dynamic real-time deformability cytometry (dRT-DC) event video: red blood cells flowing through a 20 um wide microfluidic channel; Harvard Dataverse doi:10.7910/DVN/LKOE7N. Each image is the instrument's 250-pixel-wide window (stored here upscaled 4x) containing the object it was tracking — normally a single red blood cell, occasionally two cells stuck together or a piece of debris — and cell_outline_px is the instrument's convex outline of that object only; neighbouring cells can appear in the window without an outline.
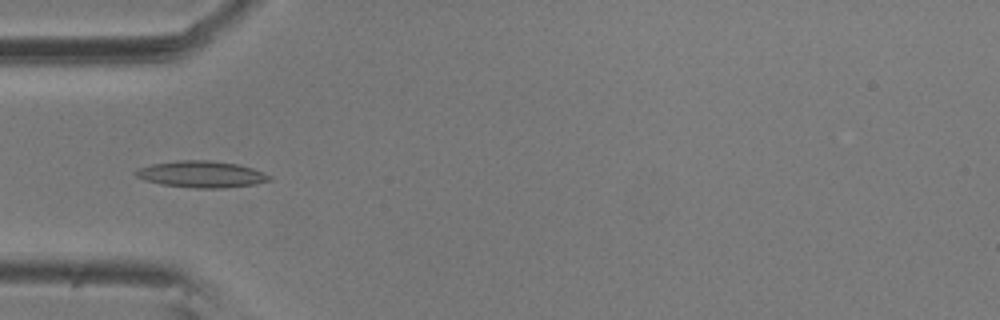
{"species": "common noctule bat (a hibernating species)", "species_latin": "Nyctalus noctula", "temperature_condition": "room temperature", "stored_images_in_passage": 11, "camera_frame_rate_fps": 3000, "um_per_image_px": 0.085, "animal": {"sex": "male", "body_mass_g": 20.5, "forearm_length_mm": 52.5}, "frame": {"image": 1, "passage_image": 4, "time_ms": 1.0, "image_size_px": [1000, 320], "cell_outline_px": [[272, 180], [256, 184], [220, 188], [196, 188], [160, 184], [144, 180], [136, 176], [132, 172], [136, 168], [152, 164], [176, 160], [208, 160], [236, 164], [252, 168], [264, 172], [272, 176]], "centroid_in_image_um": [17.1, 14.81], "position_along_channel_um": 67.9, "area_um2": 20.81}}
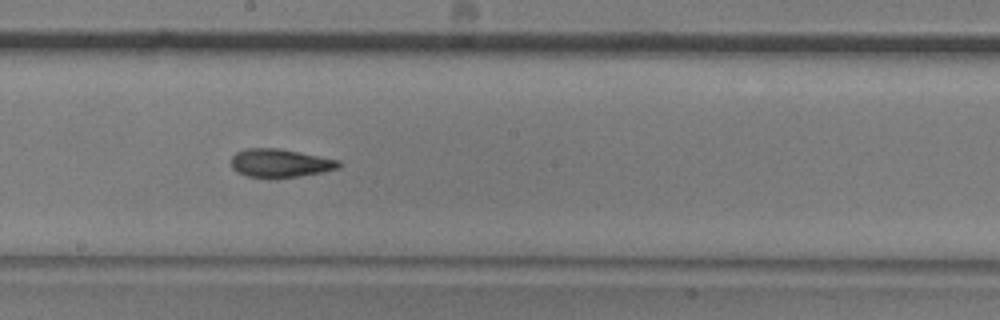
{"frame": {"image": 2, "passage_image": 8, "time_ms": 2.333, "image_size_px": [1000, 320], "cell_outline_px": [[340, 168], [324, 172], [276, 180], [272, 180], [248, 176], [236, 172], [232, 168], [232, 156], [236, 152], [244, 148], [280, 148], [340, 160]], "centroid_in_image_um": [23.8, 13.89], "position_along_channel_um": 224.4, "area_um2": 18.38}}
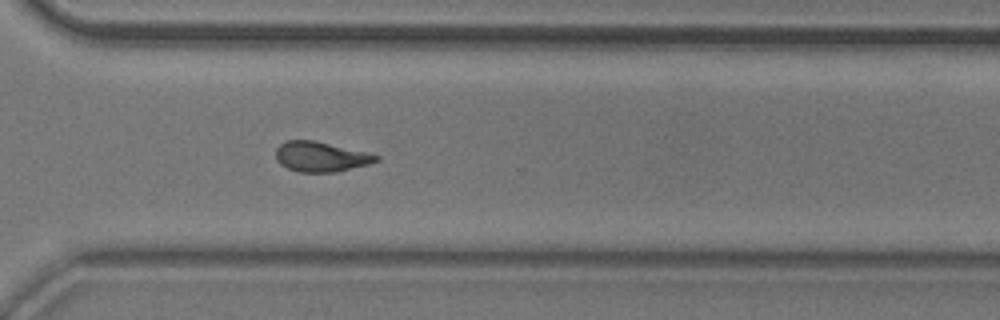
{"frame": {"image": 3, "passage_image": 11, "time_ms": 3.333, "image_size_px": [1000, 320], "cell_outline_px": [[380, 160], [368, 164], [336, 172], [300, 172], [288, 168], [280, 164], [276, 160], [276, 148], [284, 140], [316, 140], [368, 152], [380, 156]], "centroid_in_image_um": [27.27, 13.3], "position_along_channel_um": 343.3, "area_um2": 17.74}}